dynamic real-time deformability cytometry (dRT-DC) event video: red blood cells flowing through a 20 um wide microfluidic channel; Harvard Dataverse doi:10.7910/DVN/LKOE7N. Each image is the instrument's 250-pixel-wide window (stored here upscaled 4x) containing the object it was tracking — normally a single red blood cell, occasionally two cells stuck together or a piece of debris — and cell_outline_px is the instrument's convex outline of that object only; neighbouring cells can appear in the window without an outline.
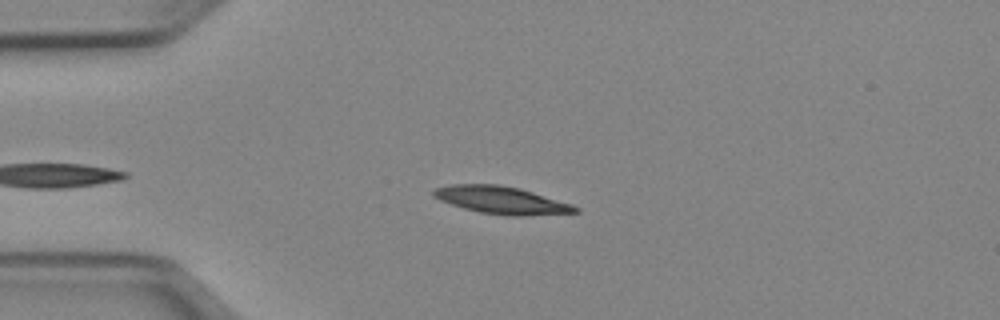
{"species": "Egyptian fruit bat (a non-hibernating species)", "species_latin": "Rousettus aegyptiacus", "temperature_condition": "cold", "stored_images_in_passage": 47, "camera_frame_rate_fps": 3000, "um_per_image_px": 0.085, "animal": {"sex": "female"}, "frame": {"image": 1, "passage_image": 12, "time_ms": 3.667, "image_size_px": [1000, 320], "cell_outline_px": [[580, 212], [520, 216], [508, 216], [480, 212], [464, 208], [440, 200], [432, 196], [432, 192], [436, 188], [452, 184], [500, 184], [520, 188], [572, 204], [580, 208]], "centroid_in_image_um": [42.64, 17.01], "position_along_channel_um": 42.4, "area_um2": 22.66}}
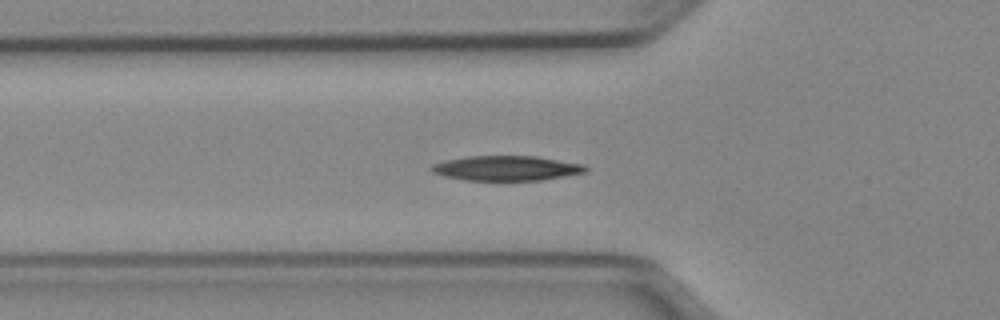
{"frame": {"image": 2, "passage_image": 17, "time_ms": 5.333, "image_size_px": [1000, 320], "cell_outline_px": [[588, 172], [540, 180], [464, 180], [444, 176], [432, 172], [428, 168], [432, 164], [444, 160], [468, 156], [536, 156], [584, 164], [588, 168]], "centroid_in_image_um": [43.03, 14.29], "position_along_channel_um": 82.8, "area_um2": 22.43}}
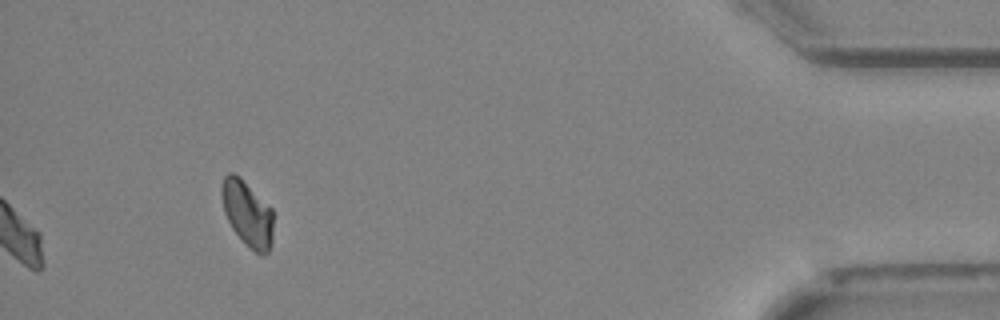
{"frame": {"image": 3, "passage_image": 47, "time_ms": 15.333, "image_size_px": [1000, 320], "cell_outline_px": [[272, 244], [268, 252], [264, 256], [260, 256], [248, 248], [232, 228], [224, 212], [220, 192], [220, 188], [224, 176], [228, 172], [232, 172], [240, 176], [272, 208]], "centroid_in_image_um": [21.02, 18.16], "position_along_channel_um": 414.2, "area_um2": 20.11}, "authors_computed_cell_mechanics": {"area_um2": 21.4438, "velocity_mm_per_s": 3.9404, "shape_relaxation_time_tau1_ms": 5.6593, "shape_relaxation_time_tau2_ms": null, "deformation_change_tau1": 0.1356, "deformation_change_tau2": null}}